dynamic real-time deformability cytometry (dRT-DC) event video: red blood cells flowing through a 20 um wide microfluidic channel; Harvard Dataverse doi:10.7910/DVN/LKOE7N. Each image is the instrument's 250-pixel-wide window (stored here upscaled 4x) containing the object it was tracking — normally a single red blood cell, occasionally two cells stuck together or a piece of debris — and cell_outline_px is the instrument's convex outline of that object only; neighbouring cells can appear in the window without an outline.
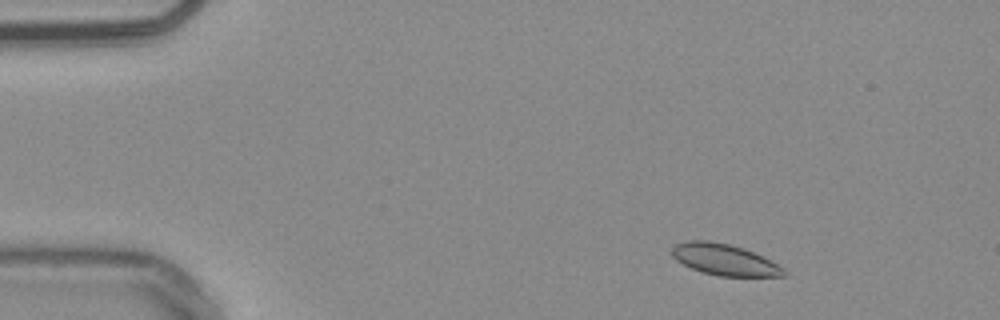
{"species": "common noctule bat (a hibernating species)", "species_latin": "Nyctalus noctula", "temperature_condition": "warm", "stored_images_in_passage": 51, "camera_frame_rate_fps": 3000, "um_per_image_px": 0.085, "animal": {"sex": "male", "body_mass_g": 20.4}, "frame": {"image": 1, "passage_image": 5, "time_ms": 1.333, "image_size_px": [1000, 320], "cell_outline_px": [[788, 272], [784, 276], [720, 276], [704, 272], [692, 268], [676, 260], [672, 256], [672, 248], [676, 244], [688, 240], [708, 240], [728, 244], [744, 248], [784, 268]], "centroid_in_image_um": [61.56, 22.06], "position_along_channel_um": 23.4, "area_um2": 20.06}}
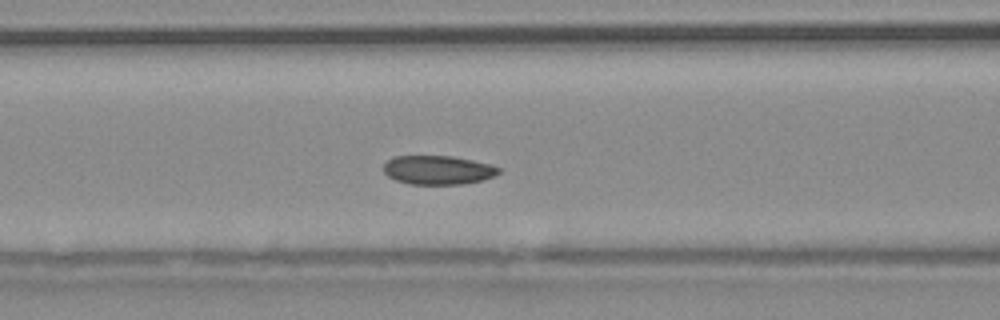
{"frame": {"image": 2, "passage_image": 20, "time_ms": 6.333, "image_size_px": [1000, 320], "cell_outline_px": [[500, 172], [496, 176], [484, 180], [464, 184], [408, 184], [396, 180], [388, 176], [384, 172], [384, 164], [388, 160], [396, 156], [452, 156], [492, 164], [500, 168]], "centroid_in_image_um": [37.27, 14.46], "position_along_channel_um": 129.3, "area_um2": 19.54}}
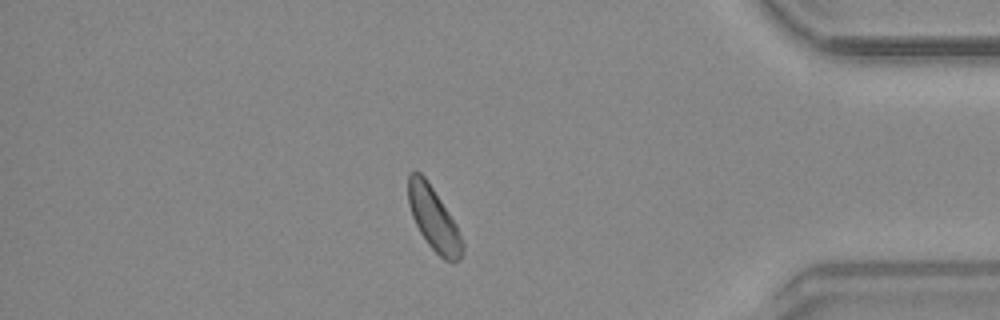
{"frame": {"image": 3, "passage_image": 44, "time_ms": 14.333, "image_size_px": [1000, 320], "cell_outline_px": [[464, 248], [460, 260], [452, 264], [444, 260], [428, 244], [420, 232], [412, 216], [408, 204], [408, 176], [412, 172], [420, 172], [424, 176], [456, 224], [464, 244]], "centroid_in_image_um": [36.88, 18.65], "position_along_channel_um": 398.3, "area_um2": 19.77}}